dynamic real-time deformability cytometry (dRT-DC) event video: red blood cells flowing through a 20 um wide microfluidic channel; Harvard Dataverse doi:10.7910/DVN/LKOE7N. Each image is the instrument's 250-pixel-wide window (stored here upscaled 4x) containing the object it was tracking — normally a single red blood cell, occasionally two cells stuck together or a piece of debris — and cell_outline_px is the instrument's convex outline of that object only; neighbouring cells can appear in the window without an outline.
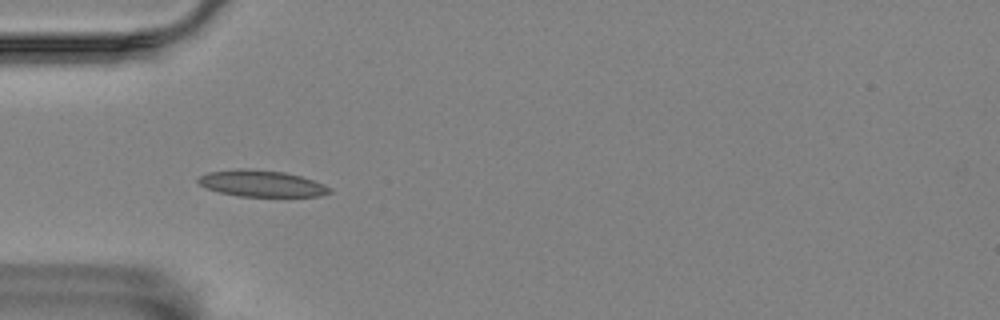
{"species": "Egyptian fruit bat (a non-hibernating species)", "species_latin": "Rousettus aegyptiacus", "temperature_condition": "room temperature", "stored_images_in_passage": 5, "camera_frame_rate_fps": 3000, "um_per_image_px": 0.085, "animal": {"sex": "female"}, "frame": {"image": 1, "passage_image": 4, "time_ms": 3.667, "image_size_px": [1000, 320], "cell_outline_px": [[332, 192], [320, 196], [240, 196], [220, 192], [208, 188], [200, 184], [196, 180], [200, 176], [208, 172], [236, 168], [244, 168], [284, 172], [300, 176], [324, 184], [332, 188]], "centroid_in_image_um": [22.24, 15.59], "position_along_channel_um": 62.8, "area_um2": 20.11}}